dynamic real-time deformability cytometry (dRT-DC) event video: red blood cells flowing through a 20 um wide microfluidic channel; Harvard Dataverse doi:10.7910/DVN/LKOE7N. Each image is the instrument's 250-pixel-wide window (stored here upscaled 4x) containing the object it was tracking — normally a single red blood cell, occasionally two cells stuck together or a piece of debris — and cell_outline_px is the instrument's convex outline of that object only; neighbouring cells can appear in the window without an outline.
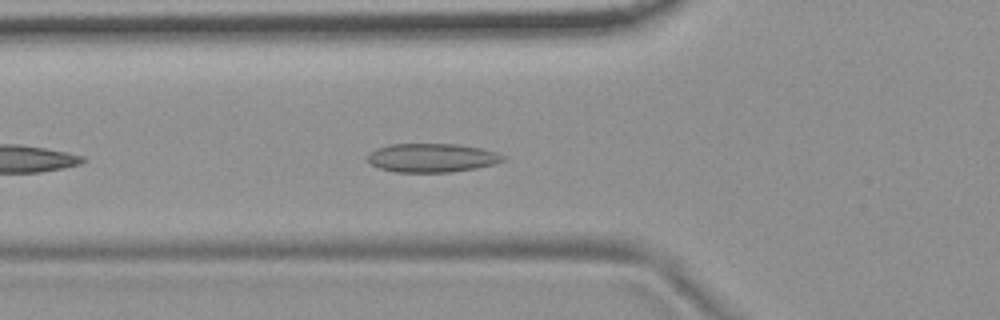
{"species": "common noctule bat (a hibernating species)", "species_latin": "Nyctalus noctula", "temperature_condition": "room temperature", "stored_images_in_passage": 10, "camera_frame_rate_fps": 3000, "um_per_image_px": 0.085, "animal": {"sex": "female", "body_mass_g": 19.9}, "frame": {"image": 1, "passage_image": 6, "time_ms": 1.667, "image_size_px": [1000, 320], "cell_outline_px": [[504, 160], [492, 164], [476, 168], [448, 172], [396, 172], [380, 168], [372, 164], [368, 160], [368, 156], [376, 148], [388, 144], [456, 144], [480, 148], [496, 152], [504, 156]], "centroid_in_image_um": [36.7, 13.41], "position_along_channel_um": 89.1, "area_um2": 22.43}}